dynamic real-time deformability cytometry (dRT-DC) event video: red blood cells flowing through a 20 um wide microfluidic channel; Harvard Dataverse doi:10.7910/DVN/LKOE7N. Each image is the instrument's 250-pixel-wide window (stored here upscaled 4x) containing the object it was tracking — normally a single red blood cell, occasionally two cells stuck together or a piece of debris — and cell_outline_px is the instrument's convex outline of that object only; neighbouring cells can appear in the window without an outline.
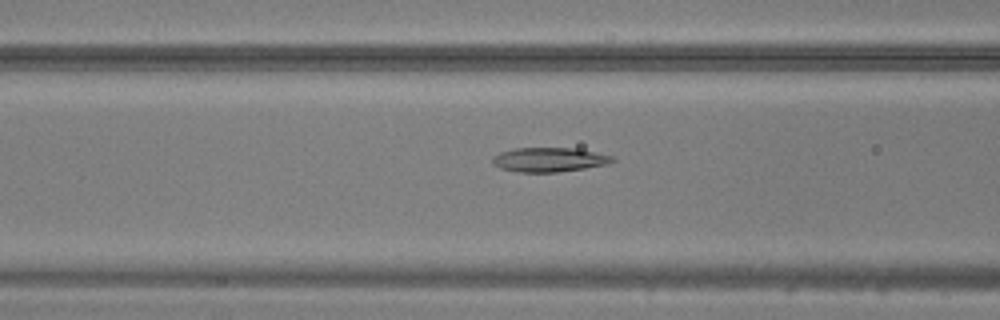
{"species": "common noctule bat (a hibernating species)", "species_latin": "Nyctalus noctula", "temperature_condition": "warm", "stored_images_in_passage": 34, "camera_frame_rate_fps": 3000, "um_per_image_px": 0.085, "animal": {"sex": "male", "body_mass_g": 20.5, "forearm_length_mm": 52.5}, "frame": {"image": 1, "passage_image": 5, "time_ms": 1.333, "image_size_px": [1000, 320], "cell_outline_px": [[616, 160], [608, 164], [584, 168], [556, 172], [520, 172], [500, 168], [492, 164], [492, 156], [500, 152], [516, 148], [576, 148], [612, 156]], "centroid_in_image_um": [46.65, 13.57], "position_along_channel_um": 119.9, "area_um2": 16.94}}
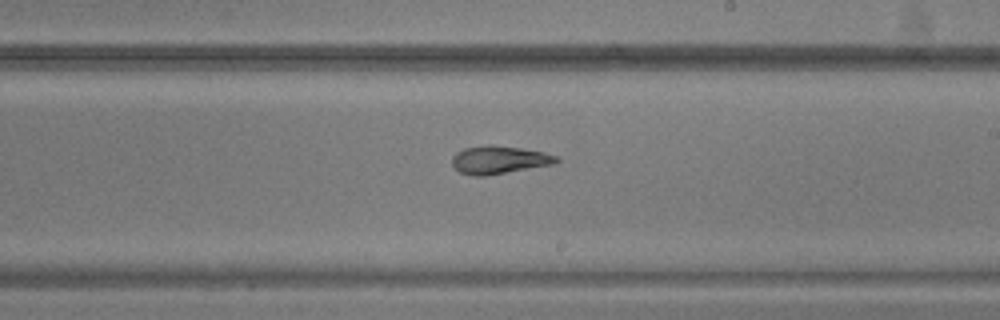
{"frame": {"image": 2, "passage_image": 14, "time_ms": 4.333, "image_size_px": [1000, 320], "cell_outline_px": [[560, 160], [556, 164], [488, 176], [472, 176], [460, 172], [452, 164], [452, 156], [456, 152], [464, 148], [488, 144], [492, 144], [520, 148], [544, 152], [556, 156]], "centroid_in_image_um": [42.43, 13.59], "position_along_channel_um": 246.6, "area_um2": 17.28}}
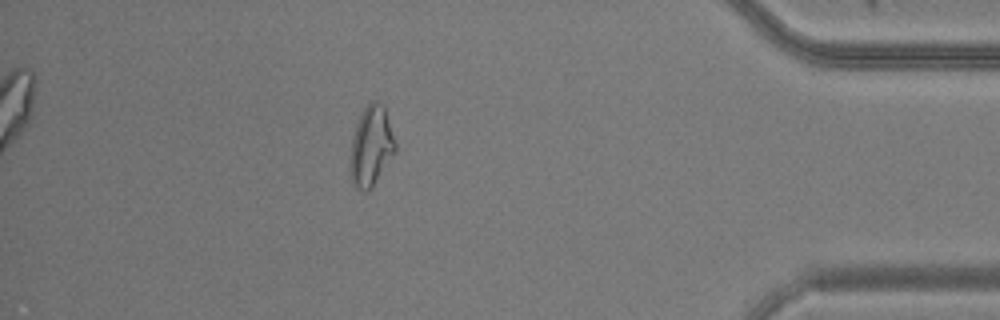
{"frame": {"image": 3, "passage_image": 28, "time_ms": 9.0, "image_size_px": [1000, 320], "cell_outline_px": [[396, 148], [372, 188], [368, 192], [356, 188], [352, 184], [348, 164], [352, 136], [356, 124], [368, 100], [376, 100], [384, 104], [396, 144]], "centroid_in_image_um": [31.51, 12.41], "position_along_channel_um": 403.7, "area_um2": 21.27}}